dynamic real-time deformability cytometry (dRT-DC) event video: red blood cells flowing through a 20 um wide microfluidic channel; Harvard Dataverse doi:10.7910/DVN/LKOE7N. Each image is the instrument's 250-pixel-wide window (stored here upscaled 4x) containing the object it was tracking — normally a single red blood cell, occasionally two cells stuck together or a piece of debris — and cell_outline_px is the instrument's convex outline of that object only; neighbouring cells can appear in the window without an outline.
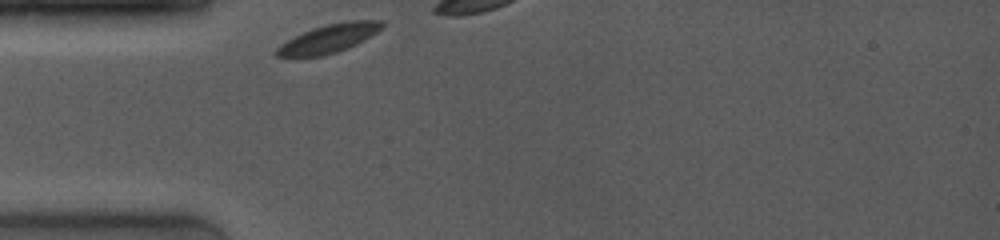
{"species": "common noctule bat (a hibernating species)", "species_latin": "Nyctalus noctula", "temperature_condition": "room temperature", "stored_images_in_passage": 1, "camera_frame_rate_fps": 4000, "um_per_image_px": 0.085, "animal": {"sex": "female", "body_mass_g": 19.0, "forearm_length_mm": 53.3}, "frame": {"image": 1, "passage_image": 1, "time_ms": 0.0, "image_size_px": [1000, 240], "cell_outline_px": [[384, 28], [364, 40], [348, 48], [336, 52], [320, 56], [276, 56], [272, 52], [280, 44], [312, 28], [344, 20], [384, 20]], "centroid_in_image_um": [27.99, 3.25], "position_along_channel_um": 57.0, "area_um2": 17.51}}